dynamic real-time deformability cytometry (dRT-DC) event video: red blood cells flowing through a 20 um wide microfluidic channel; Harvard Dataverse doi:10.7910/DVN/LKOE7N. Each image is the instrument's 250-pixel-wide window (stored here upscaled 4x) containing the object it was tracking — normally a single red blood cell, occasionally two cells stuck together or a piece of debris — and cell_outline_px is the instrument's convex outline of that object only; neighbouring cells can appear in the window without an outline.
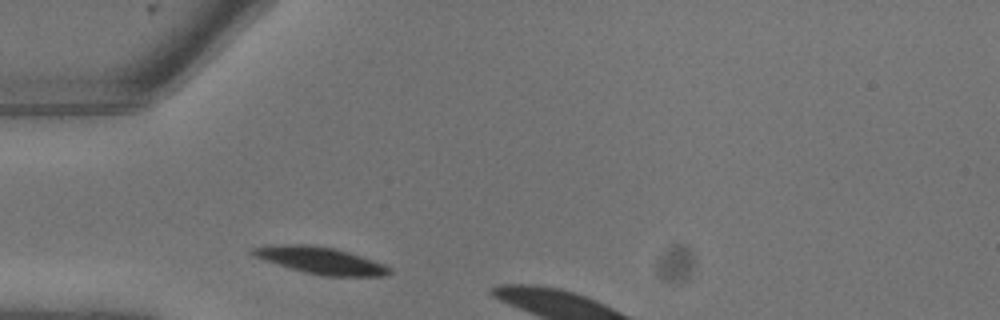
{"species": "common noctule bat (a hibernating species)", "species_latin": "Nyctalus noctula", "temperature_condition": "warm", "stored_images_in_passage": 2, "segment_of_instrument_passage": [1, 2], "camera_frame_rate_fps": 3000, "um_per_image_px": 0.085, "animal": {"sex": "male", "body_mass_g": 13.3}, "frame": {"image": 1, "passage_image": 1, "time_ms": 0.0, "image_size_px": [1000, 320], "cell_outline_px": [[392, 272], [384, 276], [320, 276], [288, 268], [252, 256], [248, 252], [248, 248], [268, 244], [312, 244], [332, 248], [348, 252], [384, 264], [392, 268]], "centroid_in_image_um": [27.15, 22.13], "position_along_channel_um": 57.9, "area_um2": 21.79}}